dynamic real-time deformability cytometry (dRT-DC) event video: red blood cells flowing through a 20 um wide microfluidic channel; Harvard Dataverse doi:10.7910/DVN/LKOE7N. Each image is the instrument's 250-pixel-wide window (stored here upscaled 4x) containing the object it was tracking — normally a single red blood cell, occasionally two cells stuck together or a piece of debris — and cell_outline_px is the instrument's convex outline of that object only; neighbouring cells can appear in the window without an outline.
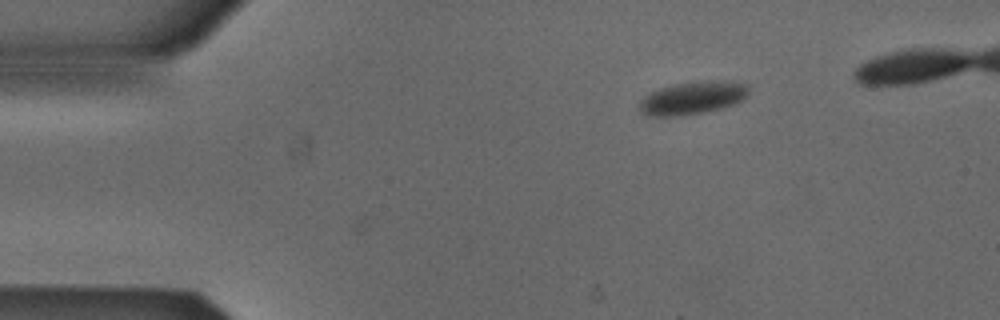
{"species": "Egyptian fruit bat (a non-hibernating species)", "species_latin": "Rousettus aegyptiacus", "temperature_condition": "cold", "stored_images_in_passage": 3, "camera_frame_rate_fps": 3000, "um_per_image_px": 0.085, "animal": {"sex": "male"}, "frame": {"image": 1, "passage_image": 3, "time_ms": 0.667, "image_size_px": [1000, 320], "cell_outline_px": [[748, 92], [740, 100], [724, 108], [704, 112], [680, 116], [648, 116], [640, 112], [640, 100], [644, 96], [660, 88], [672, 84], [712, 80], [720, 80], [748, 84]], "centroid_in_image_um": [58.84, 8.33], "position_along_channel_um": 26.2, "area_um2": 20.81}}